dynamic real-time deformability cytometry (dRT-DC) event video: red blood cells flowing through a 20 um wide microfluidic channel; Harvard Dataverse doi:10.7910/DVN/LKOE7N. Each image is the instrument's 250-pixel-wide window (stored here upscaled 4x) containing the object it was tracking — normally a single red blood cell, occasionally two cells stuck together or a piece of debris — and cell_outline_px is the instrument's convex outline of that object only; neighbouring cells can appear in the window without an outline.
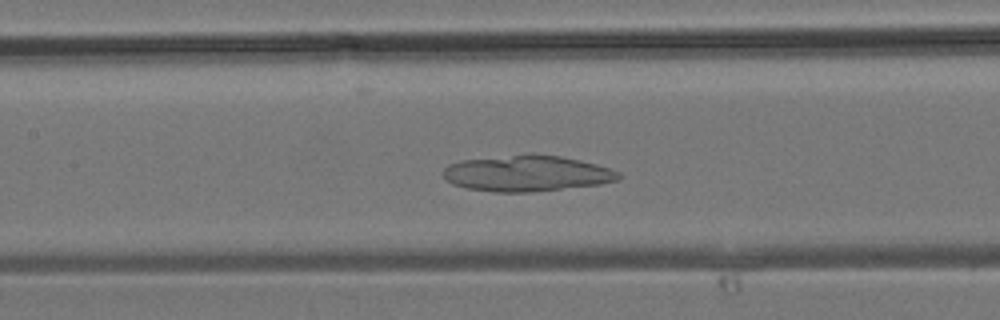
{"species": "common noctule bat (a hibernating species)", "species_latin": "Nyctalus noctula", "temperature_condition": "room temperature", "stored_images_in_passage": 29, "camera_frame_rate_fps": 3000, "um_per_image_px": 0.085, "animal": {"sex": "male", "body_mass_g": 19.2, "forearm_length_mm": 51.8}, "frame": {"image": 1, "passage_image": 8, "time_ms": 2.333, "image_size_px": [1000, 320], "cell_outline_px": [[624, 176], [620, 180], [600, 184], [532, 192], [496, 192], [464, 188], [452, 184], [444, 176], [444, 168], [448, 164], [464, 160], [532, 152], [560, 156], [580, 160], [596, 164], [620, 172]], "centroid_in_image_um": [44.82, 14.73], "position_along_channel_um": 162.6, "area_um2": 37.17}}
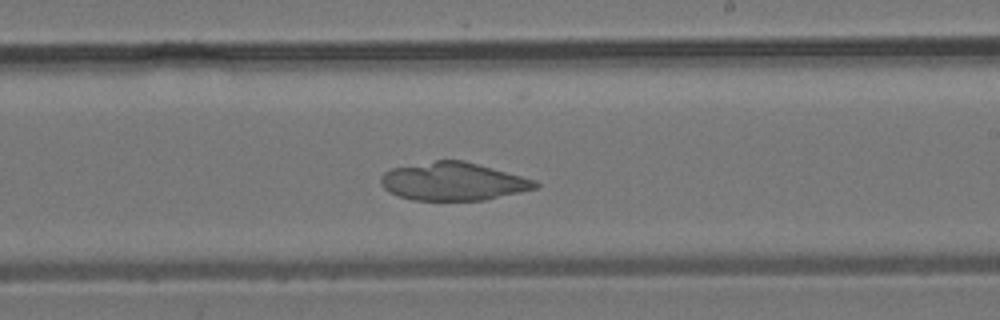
{"frame": {"image": 2, "passage_image": 13, "time_ms": 4.0, "image_size_px": [1000, 320], "cell_outline_px": [[540, 188], [484, 200], [412, 200], [388, 192], [380, 184], [380, 176], [384, 172], [392, 168], [436, 160], [464, 160], [536, 180], [540, 184]], "centroid_in_image_um": [38.53, 15.43], "position_along_channel_um": 250.5, "area_um2": 34.33}}
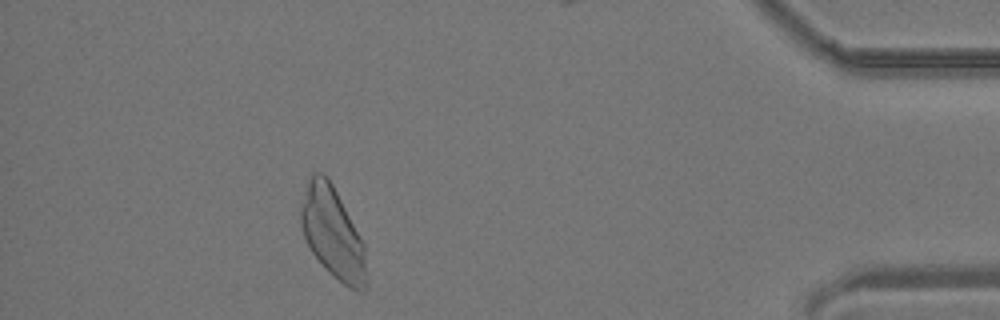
{"frame": {"image": 3, "passage_image": 25, "time_ms": 8.0, "image_size_px": [1000, 320], "cell_outline_px": [[368, 288], [364, 292], [356, 292], [348, 288], [312, 252], [304, 236], [300, 224], [300, 204], [308, 180], [312, 172], [324, 172], [328, 176], [364, 244], [368, 284]], "centroid_in_image_um": [28.29, 19.79], "position_along_channel_um": 406.9, "area_um2": 34.62}}